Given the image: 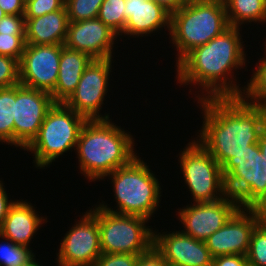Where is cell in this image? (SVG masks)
<instances>
[{
	"instance_id": "b9f144b4",
	"label": "cell",
	"mask_w": 266,
	"mask_h": 266,
	"mask_svg": "<svg viewBox=\"0 0 266 266\" xmlns=\"http://www.w3.org/2000/svg\"><path fill=\"white\" fill-rule=\"evenodd\" d=\"M187 2H203V1H217V0H186Z\"/></svg>"
},
{
	"instance_id": "ab89813d",
	"label": "cell",
	"mask_w": 266,
	"mask_h": 266,
	"mask_svg": "<svg viewBox=\"0 0 266 266\" xmlns=\"http://www.w3.org/2000/svg\"><path fill=\"white\" fill-rule=\"evenodd\" d=\"M38 261H36V259H34L29 265L27 266H43V265H40L39 262L37 263Z\"/></svg>"
},
{
	"instance_id": "f1b7e54d",
	"label": "cell",
	"mask_w": 266,
	"mask_h": 266,
	"mask_svg": "<svg viewBox=\"0 0 266 266\" xmlns=\"http://www.w3.org/2000/svg\"><path fill=\"white\" fill-rule=\"evenodd\" d=\"M25 46V33H0V55L20 61Z\"/></svg>"
},
{
	"instance_id": "30bf717a",
	"label": "cell",
	"mask_w": 266,
	"mask_h": 266,
	"mask_svg": "<svg viewBox=\"0 0 266 266\" xmlns=\"http://www.w3.org/2000/svg\"><path fill=\"white\" fill-rule=\"evenodd\" d=\"M112 61V58L93 59L83 71L77 88L64 104L87 120L109 119L106 113L99 115V110L107 95Z\"/></svg>"
},
{
	"instance_id": "1f68e13d",
	"label": "cell",
	"mask_w": 266,
	"mask_h": 266,
	"mask_svg": "<svg viewBox=\"0 0 266 266\" xmlns=\"http://www.w3.org/2000/svg\"><path fill=\"white\" fill-rule=\"evenodd\" d=\"M139 255L101 254L92 266H136Z\"/></svg>"
},
{
	"instance_id": "8fae6325",
	"label": "cell",
	"mask_w": 266,
	"mask_h": 266,
	"mask_svg": "<svg viewBox=\"0 0 266 266\" xmlns=\"http://www.w3.org/2000/svg\"><path fill=\"white\" fill-rule=\"evenodd\" d=\"M85 212L60 243L58 266H92L102 254L95 209Z\"/></svg>"
},
{
	"instance_id": "5bb4252c",
	"label": "cell",
	"mask_w": 266,
	"mask_h": 266,
	"mask_svg": "<svg viewBox=\"0 0 266 266\" xmlns=\"http://www.w3.org/2000/svg\"><path fill=\"white\" fill-rule=\"evenodd\" d=\"M63 46L26 44L19 61L20 84L51 94L57 83Z\"/></svg>"
},
{
	"instance_id": "ffe728a7",
	"label": "cell",
	"mask_w": 266,
	"mask_h": 266,
	"mask_svg": "<svg viewBox=\"0 0 266 266\" xmlns=\"http://www.w3.org/2000/svg\"><path fill=\"white\" fill-rule=\"evenodd\" d=\"M69 19L66 9L25 19V41L31 45H64Z\"/></svg>"
},
{
	"instance_id": "5b68a950",
	"label": "cell",
	"mask_w": 266,
	"mask_h": 266,
	"mask_svg": "<svg viewBox=\"0 0 266 266\" xmlns=\"http://www.w3.org/2000/svg\"><path fill=\"white\" fill-rule=\"evenodd\" d=\"M113 183L117 210L100 203L98 207L118 214L149 220L159 206L161 187L147 163L136 156L128 165L107 175Z\"/></svg>"
},
{
	"instance_id": "74e56055",
	"label": "cell",
	"mask_w": 266,
	"mask_h": 266,
	"mask_svg": "<svg viewBox=\"0 0 266 266\" xmlns=\"http://www.w3.org/2000/svg\"><path fill=\"white\" fill-rule=\"evenodd\" d=\"M158 5L162 6L170 14L179 10L187 1L186 0H153Z\"/></svg>"
},
{
	"instance_id": "836d02e7",
	"label": "cell",
	"mask_w": 266,
	"mask_h": 266,
	"mask_svg": "<svg viewBox=\"0 0 266 266\" xmlns=\"http://www.w3.org/2000/svg\"><path fill=\"white\" fill-rule=\"evenodd\" d=\"M136 266H169L163 256L153 246L149 251L140 254Z\"/></svg>"
},
{
	"instance_id": "f546056e",
	"label": "cell",
	"mask_w": 266,
	"mask_h": 266,
	"mask_svg": "<svg viewBox=\"0 0 266 266\" xmlns=\"http://www.w3.org/2000/svg\"><path fill=\"white\" fill-rule=\"evenodd\" d=\"M20 84L19 61L0 55V89Z\"/></svg>"
},
{
	"instance_id": "3957f363",
	"label": "cell",
	"mask_w": 266,
	"mask_h": 266,
	"mask_svg": "<svg viewBox=\"0 0 266 266\" xmlns=\"http://www.w3.org/2000/svg\"><path fill=\"white\" fill-rule=\"evenodd\" d=\"M111 119L87 120L76 144L80 172L89 181L102 180L137 155L132 135Z\"/></svg>"
},
{
	"instance_id": "8992f818",
	"label": "cell",
	"mask_w": 266,
	"mask_h": 266,
	"mask_svg": "<svg viewBox=\"0 0 266 266\" xmlns=\"http://www.w3.org/2000/svg\"><path fill=\"white\" fill-rule=\"evenodd\" d=\"M221 168L227 194L240 208L266 211V160L258 143L229 158Z\"/></svg>"
},
{
	"instance_id": "6da1fadb",
	"label": "cell",
	"mask_w": 266,
	"mask_h": 266,
	"mask_svg": "<svg viewBox=\"0 0 266 266\" xmlns=\"http://www.w3.org/2000/svg\"><path fill=\"white\" fill-rule=\"evenodd\" d=\"M239 31V27L230 26L208 43L194 48L176 64V77L181 85L195 83V86L203 87V95L198 94L197 100L243 95L244 89L235 84L231 75L233 69L236 71L246 64L245 45Z\"/></svg>"
},
{
	"instance_id": "83f0119b",
	"label": "cell",
	"mask_w": 266,
	"mask_h": 266,
	"mask_svg": "<svg viewBox=\"0 0 266 266\" xmlns=\"http://www.w3.org/2000/svg\"><path fill=\"white\" fill-rule=\"evenodd\" d=\"M104 0H65L69 22L97 18Z\"/></svg>"
},
{
	"instance_id": "9a60e30c",
	"label": "cell",
	"mask_w": 266,
	"mask_h": 266,
	"mask_svg": "<svg viewBox=\"0 0 266 266\" xmlns=\"http://www.w3.org/2000/svg\"><path fill=\"white\" fill-rule=\"evenodd\" d=\"M237 200L227 194L215 202L193 203L180 208L178 216L186 235L199 241H206L218 231L239 209Z\"/></svg>"
},
{
	"instance_id": "d6a6232c",
	"label": "cell",
	"mask_w": 266,
	"mask_h": 266,
	"mask_svg": "<svg viewBox=\"0 0 266 266\" xmlns=\"http://www.w3.org/2000/svg\"><path fill=\"white\" fill-rule=\"evenodd\" d=\"M0 33H25L24 15H6L0 21Z\"/></svg>"
},
{
	"instance_id": "52a82bcc",
	"label": "cell",
	"mask_w": 266,
	"mask_h": 266,
	"mask_svg": "<svg viewBox=\"0 0 266 266\" xmlns=\"http://www.w3.org/2000/svg\"><path fill=\"white\" fill-rule=\"evenodd\" d=\"M87 119L64 103H54L46 114L37 136L24 149L34 155L36 167H48L64 152L76 148Z\"/></svg>"
},
{
	"instance_id": "f35d334b",
	"label": "cell",
	"mask_w": 266,
	"mask_h": 266,
	"mask_svg": "<svg viewBox=\"0 0 266 266\" xmlns=\"http://www.w3.org/2000/svg\"><path fill=\"white\" fill-rule=\"evenodd\" d=\"M258 146L260 148L261 154L264 155V159L266 160V125L260 134Z\"/></svg>"
},
{
	"instance_id": "e575fe53",
	"label": "cell",
	"mask_w": 266,
	"mask_h": 266,
	"mask_svg": "<svg viewBox=\"0 0 266 266\" xmlns=\"http://www.w3.org/2000/svg\"><path fill=\"white\" fill-rule=\"evenodd\" d=\"M212 266H248L247 256L241 254L213 257Z\"/></svg>"
},
{
	"instance_id": "4dcf8cb0",
	"label": "cell",
	"mask_w": 266,
	"mask_h": 266,
	"mask_svg": "<svg viewBox=\"0 0 266 266\" xmlns=\"http://www.w3.org/2000/svg\"><path fill=\"white\" fill-rule=\"evenodd\" d=\"M65 8V0H28L25 4V19L36 18Z\"/></svg>"
},
{
	"instance_id": "e0dca14e",
	"label": "cell",
	"mask_w": 266,
	"mask_h": 266,
	"mask_svg": "<svg viewBox=\"0 0 266 266\" xmlns=\"http://www.w3.org/2000/svg\"><path fill=\"white\" fill-rule=\"evenodd\" d=\"M154 231L155 249L169 266H212V259L206 243L183 232L163 234Z\"/></svg>"
},
{
	"instance_id": "4fadbf2b",
	"label": "cell",
	"mask_w": 266,
	"mask_h": 266,
	"mask_svg": "<svg viewBox=\"0 0 266 266\" xmlns=\"http://www.w3.org/2000/svg\"><path fill=\"white\" fill-rule=\"evenodd\" d=\"M50 93L15 86L14 146L23 150L37 136L47 112L54 105Z\"/></svg>"
},
{
	"instance_id": "ba28073f",
	"label": "cell",
	"mask_w": 266,
	"mask_h": 266,
	"mask_svg": "<svg viewBox=\"0 0 266 266\" xmlns=\"http://www.w3.org/2000/svg\"><path fill=\"white\" fill-rule=\"evenodd\" d=\"M96 219L102 254L140 255L153 247L154 230L146 227V218L110 212L96 205Z\"/></svg>"
},
{
	"instance_id": "484cf974",
	"label": "cell",
	"mask_w": 266,
	"mask_h": 266,
	"mask_svg": "<svg viewBox=\"0 0 266 266\" xmlns=\"http://www.w3.org/2000/svg\"><path fill=\"white\" fill-rule=\"evenodd\" d=\"M0 243V266H27L36 257L30 247L13 243L10 239Z\"/></svg>"
},
{
	"instance_id": "cb8c5ba5",
	"label": "cell",
	"mask_w": 266,
	"mask_h": 266,
	"mask_svg": "<svg viewBox=\"0 0 266 266\" xmlns=\"http://www.w3.org/2000/svg\"><path fill=\"white\" fill-rule=\"evenodd\" d=\"M252 75L247 87L244 86L241 98L255 106H266V56L256 64V71Z\"/></svg>"
},
{
	"instance_id": "4316f807",
	"label": "cell",
	"mask_w": 266,
	"mask_h": 266,
	"mask_svg": "<svg viewBox=\"0 0 266 266\" xmlns=\"http://www.w3.org/2000/svg\"><path fill=\"white\" fill-rule=\"evenodd\" d=\"M246 256L248 266H266V217L253 230Z\"/></svg>"
},
{
	"instance_id": "7c38bea8",
	"label": "cell",
	"mask_w": 266,
	"mask_h": 266,
	"mask_svg": "<svg viewBox=\"0 0 266 266\" xmlns=\"http://www.w3.org/2000/svg\"><path fill=\"white\" fill-rule=\"evenodd\" d=\"M265 217L266 211L262 209L239 208L218 231L206 239L211 256L247 255L252 232Z\"/></svg>"
},
{
	"instance_id": "2e32d148",
	"label": "cell",
	"mask_w": 266,
	"mask_h": 266,
	"mask_svg": "<svg viewBox=\"0 0 266 266\" xmlns=\"http://www.w3.org/2000/svg\"><path fill=\"white\" fill-rule=\"evenodd\" d=\"M117 36L98 18L69 22L64 46L88 54L93 59H107L112 58Z\"/></svg>"
},
{
	"instance_id": "44dd1931",
	"label": "cell",
	"mask_w": 266,
	"mask_h": 266,
	"mask_svg": "<svg viewBox=\"0 0 266 266\" xmlns=\"http://www.w3.org/2000/svg\"><path fill=\"white\" fill-rule=\"evenodd\" d=\"M93 58L88 54L63 46L61 49L57 83L51 93L55 103H64L77 88L83 71Z\"/></svg>"
},
{
	"instance_id": "603a6c76",
	"label": "cell",
	"mask_w": 266,
	"mask_h": 266,
	"mask_svg": "<svg viewBox=\"0 0 266 266\" xmlns=\"http://www.w3.org/2000/svg\"><path fill=\"white\" fill-rule=\"evenodd\" d=\"M15 86L0 89V143L14 145Z\"/></svg>"
},
{
	"instance_id": "7402d4cb",
	"label": "cell",
	"mask_w": 266,
	"mask_h": 266,
	"mask_svg": "<svg viewBox=\"0 0 266 266\" xmlns=\"http://www.w3.org/2000/svg\"><path fill=\"white\" fill-rule=\"evenodd\" d=\"M230 26L266 22V0H223Z\"/></svg>"
},
{
	"instance_id": "d590c367",
	"label": "cell",
	"mask_w": 266,
	"mask_h": 266,
	"mask_svg": "<svg viewBox=\"0 0 266 266\" xmlns=\"http://www.w3.org/2000/svg\"><path fill=\"white\" fill-rule=\"evenodd\" d=\"M25 4L24 0H0V7L6 15H24Z\"/></svg>"
},
{
	"instance_id": "7a4b0ae2",
	"label": "cell",
	"mask_w": 266,
	"mask_h": 266,
	"mask_svg": "<svg viewBox=\"0 0 266 266\" xmlns=\"http://www.w3.org/2000/svg\"><path fill=\"white\" fill-rule=\"evenodd\" d=\"M202 129L196 139L222 166L258 143L266 125V106H255L240 98L199 100Z\"/></svg>"
},
{
	"instance_id": "9c48e42d",
	"label": "cell",
	"mask_w": 266,
	"mask_h": 266,
	"mask_svg": "<svg viewBox=\"0 0 266 266\" xmlns=\"http://www.w3.org/2000/svg\"><path fill=\"white\" fill-rule=\"evenodd\" d=\"M179 158L194 203L215 202L227 195L220 164L198 141L189 142Z\"/></svg>"
},
{
	"instance_id": "277c9868",
	"label": "cell",
	"mask_w": 266,
	"mask_h": 266,
	"mask_svg": "<svg viewBox=\"0 0 266 266\" xmlns=\"http://www.w3.org/2000/svg\"><path fill=\"white\" fill-rule=\"evenodd\" d=\"M229 27L223 0L186 2L171 14L170 20L169 35L178 51L176 64L194 48L208 43Z\"/></svg>"
},
{
	"instance_id": "ac0fdd59",
	"label": "cell",
	"mask_w": 266,
	"mask_h": 266,
	"mask_svg": "<svg viewBox=\"0 0 266 266\" xmlns=\"http://www.w3.org/2000/svg\"><path fill=\"white\" fill-rule=\"evenodd\" d=\"M124 35L144 36L167 26L170 33L171 14L153 0H125Z\"/></svg>"
},
{
	"instance_id": "8d00e7d4",
	"label": "cell",
	"mask_w": 266,
	"mask_h": 266,
	"mask_svg": "<svg viewBox=\"0 0 266 266\" xmlns=\"http://www.w3.org/2000/svg\"><path fill=\"white\" fill-rule=\"evenodd\" d=\"M3 186L4 185L0 180V227L8 214L9 208L15 203V201L13 200L8 201V193H6L5 188Z\"/></svg>"
},
{
	"instance_id": "60d3db41",
	"label": "cell",
	"mask_w": 266,
	"mask_h": 266,
	"mask_svg": "<svg viewBox=\"0 0 266 266\" xmlns=\"http://www.w3.org/2000/svg\"><path fill=\"white\" fill-rule=\"evenodd\" d=\"M6 16V13L2 10V8L0 7V21L2 20L3 17Z\"/></svg>"
},
{
	"instance_id": "d4e9b609",
	"label": "cell",
	"mask_w": 266,
	"mask_h": 266,
	"mask_svg": "<svg viewBox=\"0 0 266 266\" xmlns=\"http://www.w3.org/2000/svg\"><path fill=\"white\" fill-rule=\"evenodd\" d=\"M125 0H104L99 8L97 18L112 29L119 37L126 25Z\"/></svg>"
},
{
	"instance_id": "d6986e66",
	"label": "cell",
	"mask_w": 266,
	"mask_h": 266,
	"mask_svg": "<svg viewBox=\"0 0 266 266\" xmlns=\"http://www.w3.org/2000/svg\"><path fill=\"white\" fill-rule=\"evenodd\" d=\"M28 203L23 200L15 201L0 227V236L26 247H30L34 234L46 221L42 216L39 217L32 204Z\"/></svg>"
}]
</instances>
